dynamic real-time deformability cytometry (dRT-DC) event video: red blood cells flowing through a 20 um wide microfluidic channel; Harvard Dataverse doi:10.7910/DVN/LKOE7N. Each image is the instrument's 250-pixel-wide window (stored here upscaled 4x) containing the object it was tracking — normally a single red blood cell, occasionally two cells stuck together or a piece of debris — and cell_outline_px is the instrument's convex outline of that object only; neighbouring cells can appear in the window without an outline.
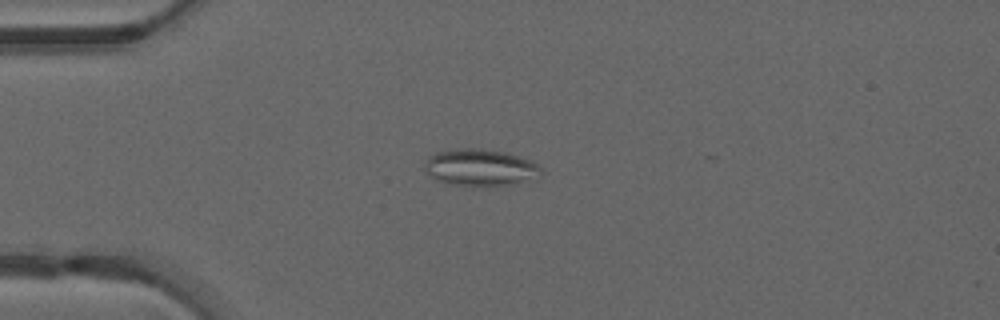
{"species": "common noctule bat (a hibernating species)", "species_latin": "Nyctalus noctula", "temperature_condition": "warm", "stored_images_in_passage": 37, "camera_frame_rate_fps": 3000, "um_per_image_px": 0.085, "animal": {"sex": "male", "forearm_length_mm": 52.5}, "frame": {"image": 1, "passage_image": 8, "time_ms": 2.333, "image_size_px": [1000, 320], "cell_outline_px": [[540, 172], [536, 180], [512, 184], [472, 188], [448, 184], [436, 180], [424, 172], [424, 164], [428, 156], [436, 152], [464, 148], [480, 148], [508, 152], [528, 160], [536, 164], [540, 168]], "centroid_in_image_um": [40.78, 14.27], "position_along_channel_um": 44.2, "area_um2": 25.66}}
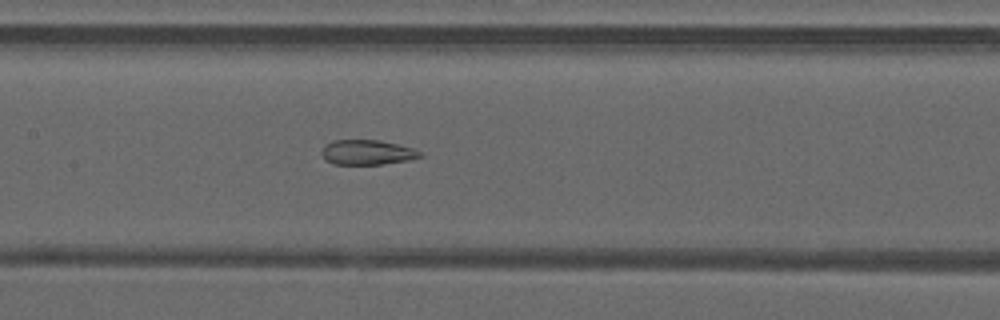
{"frame": {"image": 2, "passage_image": 19, "time_ms": 6.0, "image_size_px": [1000, 320], "cell_outline_px": [[424, 156], [408, 160], [384, 164], [332, 164], [324, 160], [320, 152], [324, 144], [332, 140], [380, 140], [412, 148], [420, 152]], "centroid_in_image_um": [31.15, 12.95], "position_along_channel_um": 176.3, "area_um2": 14.39}}
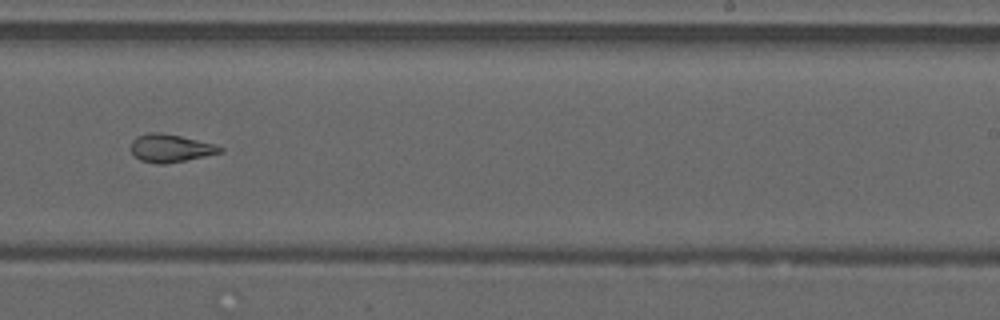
{"frame": {"image": 3, "passage_image": 26, "time_ms": 8.333, "image_size_px": [1000, 320], "cell_outline_px": [[224, 152], [164, 164], [156, 164], [140, 160], [132, 152], [132, 140], [136, 136], [148, 132], [160, 132], [180, 136], [216, 144], [224, 148]], "centroid_in_image_um": [14.5, 12.58], "position_along_channel_um": 274.5, "area_um2": 14.45}, "authors_computed_cell_mechanics": {"area_um2": 15.8372, "velocity_mm_per_s": 4.2231, "shape_relaxation_time_tau1_ms": null, "shape_relaxation_time_tau2_ms": 2.0312, "deformation_change_tau1": null, "deformation_change_tau2": 0.1065}}